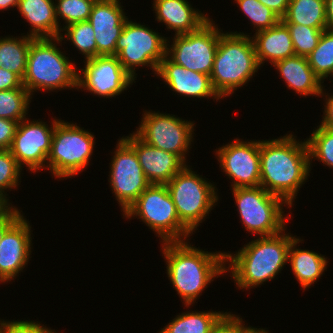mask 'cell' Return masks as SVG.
<instances>
[{"label":"cell","instance_id":"4316f807","mask_svg":"<svg viewBox=\"0 0 333 333\" xmlns=\"http://www.w3.org/2000/svg\"><path fill=\"white\" fill-rule=\"evenodd\" d=\"M284 23L327 28L325 0H290Z\"/></svg>","mask_w":333,"mask_h":333},{"label":"cell","instance_id":"ab89813d","mask_svg":"<svg viewBox=\"0 0 333 333\" xmlns=\"http://www.w3.org/2000/svg\"><path fill=\"white\" fill-rule=\"evenodd\" d=\"M25 88L23 80L15 73L0 68V91Z\"/></svg>","mask_w":333,"mask_h":333},{"label":"cell","instance_id":"7dc6e473","mask_svg":"<svg viewBox=\"0 0 333 333\" xmlns=\"http://www.w3.org/2000/svg\"><path fill=\"white\" fill-rule=\"evenodd\" d=\"M243 333H269V330L263 329V328H254V327H246L245 331Z\"/></svg>","mask_w":333,"mask_h":333},{"label":"cell","instance_id":"8992f818","mask_svg":"<svg viewBox=\"0 0 333 333\" xmlns=\"http://www.w3.org/2000/svg\"><path fill=\"white\" fill-rule=\"evenodd\" d=\"M196 173L186 164L165 184L180 222L192 234L219 201L216 186Z\"/></svg>","mask_w":333,"mask_h":333},{"label":"cell","instance_id":"f1b7e54d","mask_svg":"<svg viewBox=\"0 0 333 333\" xmlns=\"http://www.w3.org/2000/svg\"><path fill=\"white\" fill-rule=\"evenodd\" d=\"M309 66L323 82L333 77V30L323 31L317 47L307 56Z\"/></svg>","mask_w":333,"mask_h":333},{"label":"cell","instance_id":"4dcf8cb0","mask_svg":"<svg viewBox=\"0 0 333 333\" xmlns=\"http://www.w3.org/2000/svg\"><path fill=\"white\" fill-rule=\"evenodd\" d=\"M63 33H60L61 41L64 39L72 42L71 44L84 55L85 59H90L97 56V44L95 41L94 30L90 22L82 21L73 23L62 28Z\"/></svg>","mask_w":333,"mask_h":333},{"label":"cell","instance_id":"7a4b0ae2","mask_svg":"<svg viewBox=\"0 0 333 333\" xmlns=\"http://www.w3.org/2000/svg\"><path fill=\"white\" fill-rule=\"evenodd\" d=\"M161 249L168 279L187 308L214 278L226 273L225 252L204 251L187 241L164 242Z\"/></svg>","mask_w":333,"mask_h":333},{"label":"cell","instance_id":"60d3db41","mask_svg":"<svg viewBox=\"0 0 333 333\" xmlns=\"http://www.w3.org/2000/svg\"><path fill=\"white\" fill-rule=\"evenodd\" d=\"M322 91L321 95H326V99L324 100L325 101V105H324V116H322V120H321V123L320 125H323V126H326V127H329V128H332L333 129V95L332 94H328V93H325Z\"/></svg>","mask_w":333,"mask_h":333},{"label":"cell","instance_id":"8fae6325","mask_svg":"<svg viewBox=\"0 0 333 333\" xmlns=\"http://www.w3.org/2000/svg\"><path fill=\"white\" fill-rule=\"evenodd\" d=\"M143 113L134 133L147 144L177 155L186 164V154L194 139L195 122L159 111L145 110Z\"/></svg>","mask_w":333,"mask_h":333},{"label":"cell","instance_id":"277c9868","mask_svg":"<svg viewBox=\"0 0 333 333\" xmlns=\"http://www.w3.org/2000/svg\"><path fill=\"white\" fill-rule=\"evenodd\" d=\"M59 37L34 38L30 44L23 86L33 92L77 89L78 70L58 48ZM63 88V89H62Z\"/></svg>","mask_w":333,"mask_h":333},{"label":"cell","instance_id":"7402d4cb","mask_svg":"<svg viewBox=\"0 0 333 333\" xmlns=\"http://www.w3.org/2000/svg\"><path fill=\"white\" fill-rule=\"evenodd\" d=\"M274 68L279 71L281 78L288 89L294 90L297 95L320 97L324 91L323 83L309 66L307 57L294 55L276 62Z\"/></svg>","mask_w":333,"mask_h":333},{"label":"cell","instance_id":"52a82bcc","mask_svg":"<svg viewBox=\"0 0 333 333\" xmlns=\"http://www.w3.org/2000/svg\"><path fill=\"white\" fill-rule=\"evenodd\" d=\"M136 216L161 239V243L186 241L191 232L180 222L165 184H150L127 209L123 217Z\"/></svg>","mask_w":333,"mask_h":333},{"label":"cell","instance_id":"44dd1931","mask_svg":"<svg viewBox=\"0 0 333 333\" xmlns=\"http://www.w3.org/2000/svg\"><path fill=\"white\" fill-rule=\"evenodd\" d=\"M191 6L187 0H153L155 20L174 30L175 35L197 31L211 18Z\"/></svg>","mask_w":333,"mask_h":333},{"label":"cell","instance_id":"e0dca14e","mask_svg":"<svg viewBox=\"0 0 333 333\" xmlns=\"http://www.w3.org/2000/svg\"><path fill=\"white\" fill-rule=\"evenodd\" d=\"M31 226L22 215L6 230L0 242V278L7 283L19 274L31 255Z\"/></svg>","mask_w":333,"mask_h":333},{"label":"cell","instance_id":"1f68e13d","mask_svg":"<svg viewBox=\"0 0 333 333\" xmlns=\"http://www.w3.org/2000/svg\"><path fill=\"white\" fill-rule=\"evenodd\" d=\"M310 168L313 159L319 160L323 165L333 169V129L319 125L313 129L312 134L306 139Z\"/></svg>","mask_w":333,"mask_h":333},{"label":"cell","instance_id":"603a6c76","mask_svg":"<svg viewBox=\"0 0 333 333\" xmlns=\"http://www.w3.org/2000/svg\"><path fill=\"white\" fill-rule=\"evenodd\" d=\"M259 66L266 61L276 62L295 55L291 34L286 24L280 20L274 27L255 32L251 37Z\"/></svg>","mask_w":333,"mask_h":333},{"label":"cell","instance_id":"d6986e66","mask_svg":"<svg viewBox=\"0 0 333 333\" xmlns=\"http://www.w3.org/2000/svg\"><path fill=\"white\" fill-rule=\"evenodd\" d=\"M122 138L135 150L151 184L168 183L186 165L177 155L147 144L134 132Z\"/></svg>","mask_w":333,"mask_h":333},{"label":"cell","instance_id":"d6a6232c","mask_svg":"<svg viewBox=\"0 0 333 333\" xmlns=\"http://www.w3.org/2000/svg\"><path fill=\"white\" fill-rule=\"evenodd\" d=\"M96 0H55L56 19L60 28V19L64 20L63 28L73 23L87 21Z\"/></svg>","mask_w":333,"mask_h":333},{"label":"cell","instance_id":"5b68a950","mask_svg":"<svg viewBox=\"0 0 333 333\" xmlns=\"http://www.w3.org/2000/svg\"><path fill=\"white\" fill-rule=\"evenodd\" d=\"M254 45L250 35L227 32L220 36L211 71L214 90L223 99L243 87L258 72Z\"/></svg>","mask_w":333,"mask_h":333},{"label":"cell","instance_id":"ffe728a7","mask_svg":"<svg viewBox=\"0 0 333 333\" xmlns=\"http://www.w3.org/2000/svg\"><path fill=\"white\" fill-rule=\"evenodd\" d=\"M156 75L164 80L165 84L178 95L192 98L221 99L214 90L209 75L193 72L177 65L165 56L159 63Z\"/></svg>","mask_w":333,"mask_h":333},{"label":"cell","instance_id":"83f0119b","mask_svg":"<svg viewBox=\"0 0 333 333\" xmlns=\"http://www.w3.org/2000/svg\"><path fill=\"white\" fill-rule=\"evenodd\" d=\"M224 312L187 311L178 314L159 333H210V330Z\"/></svg>","mask_w":333,"mask_h":333},{"label":"cell","instance_id":"e575fe53","mask_svg":"<svg viewBox=\"0 0 333 333\" xmlns=\"http://www.w3.org/2000/svg\"><path fill=\"white\" fill-rule=\"evenodd\" d=\"M288 27L295 55L307 57L316 47L324 30L305 25L285 23Z\"/></svg>","mask_w":333,"mask_h":333},{"label":"cell","instance_id":"ac0fdd59","mask_svg":"<svg viewBox=\"0 0 333 333\" xmlns=\"http://www.w3.org/2000/svg\"><path fill=\"white\" fill-rule=\"evenodd\" d=\"M120 0H96L88 21L94 30L97 56L114 55L116 42L128 17Z\"/></svg>","mask_w":333,"mask_h":333},{"label":"cell","instance_id":"f6af8a7d","mask_svg":"<svg viewBox=\"0 0 333 333\" xmlns=\"http://www.w3.org/2000/svg\"><path fill=\"white\" fill-rule=\"evenodd\" d=\"M327 29L333 30V0H325Z\"/></svg>","mask_w":333,"mask_h":333},{"label":"cell","instance_id":"cb8c5ba5","mask_svg":"<svg viewBox=\"0 0 333 333\" xmlns=\"http://www.w3.org/2000/svg\"><path fill=\"white\" fill-rule=\"evenodd\" d=\"M17 9L31 25L27 35L35 38L59 37L54 0H20Z\"/></svg>","mask_w":333,"mask_h":333},{"label":"cell","instance_id":"74e56055","mask_svg":"<svg viewBox=\"0 0 333 333\" xmlns=\"http://www.w3.org/2000/svg\"><path fill=\"white\" fill-rule=\"evenodd\" d=\"M246 327L239 315L225 312L214 324L210 333H243Z\"/></svg>","mask_w":333,"mask_h":333},{"label":"cell","instance_id":"ba28073f","mask_svg":"<svg viewBox=\"0 0 333 333\" xmlns=\"http://www.w3.org/2000/svg\"><path fill=\"white\" fill-rule=\"evenodd\" d=\"M94 134L63 120L55 124L47 169L55 178H71L86 169L95 146Z\"/></svg>","mask_w":333,"mask_h":333},{"label":"cell","instance_id":"d590c367","mask_svg":"<svg viewBox=\"0 0 333 333\" xmlns=\"http://www.w3.org/2000/svg\"><path fill=\"white\" fill-rule=\"evenodd\" d=\"M22 168L10 150L0 149V191L6 195L8 190L18 187Z\"/></svg>","mask_w":333,"mask_h":333},{"label":"cell","instance_id":"9a60e30c","mask_svg":"<svg viewBox=\"0 0 333 333\" xmlns=\"http://www.w3.org/2000/svg\"><path fill=\"white\" fill-rule=\"evenodd\" d=\"M85 67L78 71L77 89L111 98L120 95L136 82L123 68L117 56L104 55L86 59ZM81 71V72H80Z\"/></svg>","mask_w":333,"mask_h":333},{"label":"cell","instance_id":"f546056e","mask_svg":"<svg viewBox=\"0 0 333 333\" xmlns=\"http://www.w3.org/2000/svg\"><path fill=\"white\" fill-rule=\"evenodd\" d=\"M31 98L26 88L0 91V118L20 123L26 118Z\"/></svg>","mask_w":333,"mask_h":333},{"label":"cell","instance_id":"9c48e42d","mask_svg":"<svg viewBox=\"0 0 333 333\" xmlns=\"http://www.w3.org/2000/svg\"><path fill=\"white\" fill-rule=\"evenodd\" d=\"M231 190L247 232L263 237L278 234L285 229L289 215L284 214L283 206H290L281 197L269 193L262 186Z\"/></svg>","mask_w":333,"mask_h":333},{"label":"cell","instance_id":"5bb4252c","mask_svg":"<svg viewBox=\"0 0 333 333\" xmlns=\"http://www.w3.org/2000/svg\"><path fill=\"white\" fill-rule=\"evenodd\" d=\"M215 150L223 173L232 179L231 189L260 186V140L236 138Z\"/></svg>","mask_w":333,"mask_h":333},{"label":"cell","instance_id":"4fadbf2b","mask_svg":"<svg viewBox=\"0 0 333 333\" xmlns=\"http://www.w3.org/2000/svg\"><path fill=\"white\" fill-rule=\"evenodd\" d=\"M116 145L108 181L124 214L151 183L143 173L135 150L123 138Z\"/></svg>","mask_w":333,"mask_h":333},{"label":"cell","instance_id":"30bf717a","mask_svg":"<svg viewBox=\"0 0 333 333\" xmlns=\"http://www.w3.org/2000/svg\"><path fill=\"white\" fill-rule=\"evenodd\" d=\"M167 38L146 25L127 20L116 42L115 56L123 68L136 79L137 67L147 66L156 74L166 56Z\"/></svg>","mask_w":333,"mask_h":333},{"label":"cell","instance_id":"3957f363","mask_svg":"<svg viewBox=\"0 0 333 333\" xmlns=\"http://www.w3.org/2000/svg\"><path fill=\"white\" fill-rule=\"evenodd\" d=\"M285 230L272 236H258L235 254L225 252V265L228 264L225 272H230L238 288L243 291L257 288L281 273L288 263L289 248L295 238Z\"/></svg>","mask_w":333,"mask_h":333},{"label":"cell","instance_id":"7bdbcfd3","mask_svg":"<svg viewBox=\"0 0 333 333\" xmlns=\"http://www.w3.org/2000/svg\"><path fill=\"white\" fill-rule=\"evenodd\" d=\"M19 209L15 208L5 219L0 221V242L6 230L21 216Z\"/></svg>","mask_w":333,"mask_h":333},{"label":"cell","instance_id":"6da1fadb","mask_svg":"<svg viewBox=\"0 0 333 333\" xmlns=\"http://www.w3.org/2000/svg\"><path fill=\"white\" fill-rule=\"evenodd\" d=\"M295 137L260 140V186L290 207L311 171L307 142Z\"/></svg>","mask_w":333,"mask_h":333},{"label":"cell","instance_id":"b9f144b4","mask_svg":"<svg viewBox=\"0 0 333 333\" xmlns=\"http://www.w3.org/2000/svg\"><path fill=\"white\" fill-rule=\"evenodd\" d=\"M274 11L281 19L286 15L290 0H259Z\"/></svg>","mask_w":333,"mask_h":333},{"label":"cell","instance_id":"7c38bea8","mask_svg":"<svg viewBox=\"0 0 333 333\" xmlns=\"http://www.w3.org/2000/svg\"><path fill=\"white\" fill-rule=\"evenodd\" d=\"M216 26L213 19H209L197 31L175 35L172 45L167 39L166 56L188 70L210 76L219 38L223 34Z\"/></svg>","mask_w":333,"mask_h":333},{"label":"cell","instance_id":"2e32d148","mask_svg":"<svg viewBox=\"0 0 333 333\" xmlns=\"http://www.w3.org/2000/svg\"><path fill=\"white\" fill-rule=\"evenodd\" d=\"M60 119H54L51 126L47 122L27 120L18 123L12 145L11 154L23 169L27 167L32 173L46 168V162L51 150V141L55 124Z\"/></svg>","mask_w":333,"mask_h":333},{"label":"cell","instance_id":"484cf974","mask_svg":"<svg viewBox=\"0 0 333 333\" xmlns=\"http://www.w3.org/2000/svg\"><path fill=\"white\" fill-rule=\"evenodd\" d=\"M35 37L23 35L21 37L5 36L0 38V68L17 74L23 79L30 44Z\"/></svg>","mask_w":333,"mask_h":333},{"label":"cell","instance_id":"836d02e7","mask_svg":"<svg viewBox=\"0 0 333 333\" xmlns=\"http://www.w3.org/2000/svg\"><path fill=\"white\" fill-rule=\"evenodd\" d=\"M237 7L251 21L250 23L259 32L274 27L281 18L267 6L263 5L259 0H234Z\"/></svg>","mask_w":333,"mask_h":333},{"label":"cell","instance_id":"f35d334b","mask_svg":"<svg viewBox=\"0 0 333 333\" xmlns=\"http://www.w3.org/2000/svg\"><path fill=\"white\" fill-rule=\"evenodd\" d=\"M18 126V122L14 120L0 118V149L1 150H9L13 138L15 136V132Z\"/></svg>","mask_w":333,"mask_h":333},{"label":"cell","instance_id":"8d00e7d4","mask_svg":"<svg viewBox=\"0 0 333 333\" xmlns=\"http://www.w3.org/2000/svg\"><path fill=\"white\" fill-rule=\"evenodd\" d=\"M0 333H58L34 320L2 321L0 320Z\"/></svg>","mask_w":333,"mask_h":333},{"label":"cell","instance_id":"bcb514c9","mask_svg":"<svg viewBox=\"0 0 333 333\" xmlns=\"http://www.w3.org/2000/svg\"><path fill=\"white\" fill-rule=\"evenodd\" d=\"M20 0H0V10H9L11 7H18Z\"/></svg>","mask_w":333,"mask_h":333},{"label":"cell","instance_id":"ee69618b","mask_svg":"<svg viewBox=\"0 0 333 333\" xmlns=\"http://www.w3.org/2000/svg\"><path fill=\"white\" fill-rule=\"evenodd\" d=\"M15 208L9 202L7 195L0 191V221L5 219Z\"/></svg>","mask_w":333,"mask_h":333},{"label":"cell","instance_id":"d4e9b609","mask_svg":"<svg viewBox=\"0 0 333 333\" xmlns=\"http://www.w3.org/2000/svg\"><path fill=\"white\" fill-rule=\"evenodd\" d=\"M301 241L303 240L298 237L291 241L288 262L302 290H305L319 280L325 269H327L328 260L324 255L312 250L298 249L297 244Z\"/></svg>","mask_w":333,"mask_h":333}]
</instances>
